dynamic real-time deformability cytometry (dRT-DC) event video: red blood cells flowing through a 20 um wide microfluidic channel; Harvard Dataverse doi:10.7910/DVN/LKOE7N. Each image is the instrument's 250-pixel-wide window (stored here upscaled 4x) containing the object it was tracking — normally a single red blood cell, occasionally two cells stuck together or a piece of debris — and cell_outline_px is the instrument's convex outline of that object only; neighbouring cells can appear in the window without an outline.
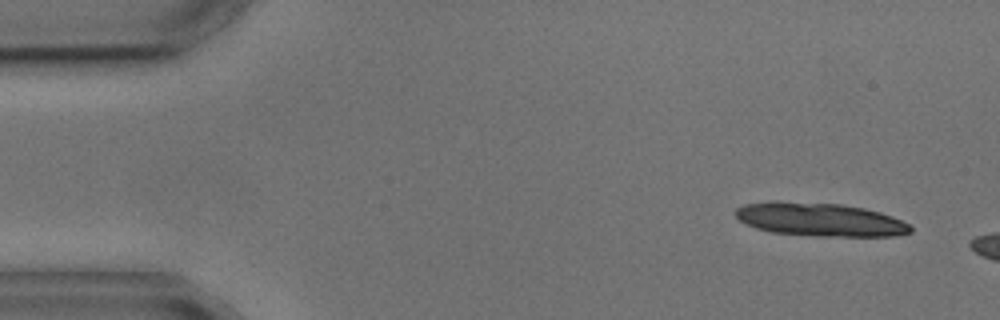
{"species": "common noctule bat (a hibernating species)", "species_latin": "Nyctalus noctula", "temperature_condition": "cold", "stored_images_in_passage": 3, "camera_frame_rate_fps": 3000, "um_per_image_px": 0.085, "animal": {"sex": "male", "body_mass_g": 17.9, "forearm_length_mm": 54.2}, "frame": {"image": 1, "passage_image": 1, "time_ms": 0.0, "image_size_px": [1000, 320], "cell_outline_px": [[912, 232], [896, 236], [816, 236], [772, 232], [756, 228], [740, 220], [736, 216], [736, 208], [744, 204], [776, 200], [840, 204], [864, 208], [880, 212], [892, 216], [908, 224], [912, 228]], "centroid_in_image_um": [69.69, 18.65], "position_along_channel_um": 15.3, "area_um2": 34.1}}